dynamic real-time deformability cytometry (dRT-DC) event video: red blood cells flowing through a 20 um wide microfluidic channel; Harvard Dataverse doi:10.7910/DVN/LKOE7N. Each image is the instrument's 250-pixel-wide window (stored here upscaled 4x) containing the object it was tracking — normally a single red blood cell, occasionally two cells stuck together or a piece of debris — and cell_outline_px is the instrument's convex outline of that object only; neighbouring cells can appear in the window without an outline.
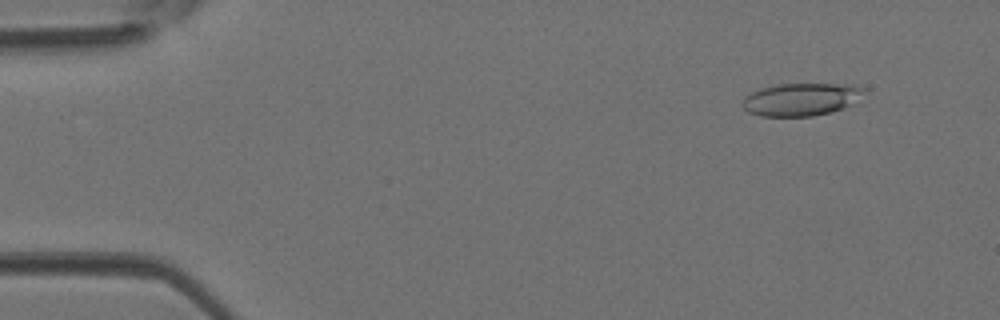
{"species": "Egyptian fruit bat (a non-hibernating species)", "species_latin": "Rousettus aegyptiacus", "temperature_condition": "room temperature", "stored_images_in_passage": 43, "camera_frame_rate_fps": 3000, "um_per_image_px": 0.085, "animal": {"sex": "female"}, "frame": {"image": 1, "passage_image": 4, "time_ms": 1.0, "image_size_px": [1000, 320], "cell_outline_px": [[864, 88], [852, 104], [844, 108], [812, 116], [760, 116], [748, 112], [744, 108], [744, 100], [752, 92], [760, 88], [780, 84], [852, 84]], "centroid_in_image_um": [68.07, 8.44], "position_along_channel_um": 16.9, "area_um2": 22.66}}
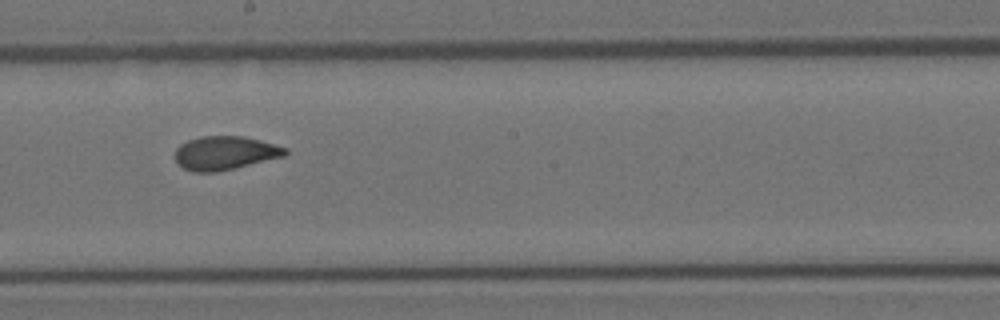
{"frame": {"image": 2, "passage_image": 24, "time_ms": 7.667, "image_size_px": [1000, 320], "cell_outline_px": [[288, 152], [284, 156], [216, 172], [192, 172], [184, 168], [176, 160], [176, 148], [180, 144], [188, 140], [200, 136], [244, 136], [260, 140], [288, 148]], "centroid_in_image_um": [19.12, 12.99], "position_along_channel_um": 229.1, "area_um2": 21.44}}
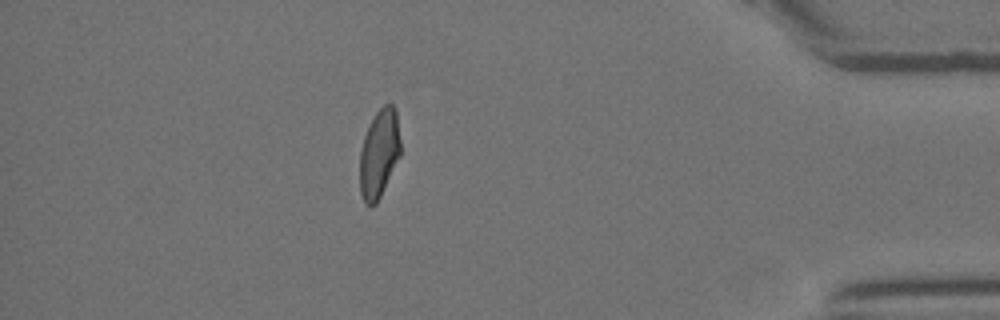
{"frame": {"image": 3, "passage_image": 38, "time_ms": 12.333, "image_size_px": [1000, 320], "cell_outline_px": [[400, 156], [376, 204], [372, 208], [364, 204], [360, 192], [360, 152], [364, 136], [376, 112], [384, 104], [392, 104], [396, 108], [400, 140]], "centroid_in_image_um": [32.22, 13.08], "position_along_channel_um": 403.0, "area_um2": 20.98}}